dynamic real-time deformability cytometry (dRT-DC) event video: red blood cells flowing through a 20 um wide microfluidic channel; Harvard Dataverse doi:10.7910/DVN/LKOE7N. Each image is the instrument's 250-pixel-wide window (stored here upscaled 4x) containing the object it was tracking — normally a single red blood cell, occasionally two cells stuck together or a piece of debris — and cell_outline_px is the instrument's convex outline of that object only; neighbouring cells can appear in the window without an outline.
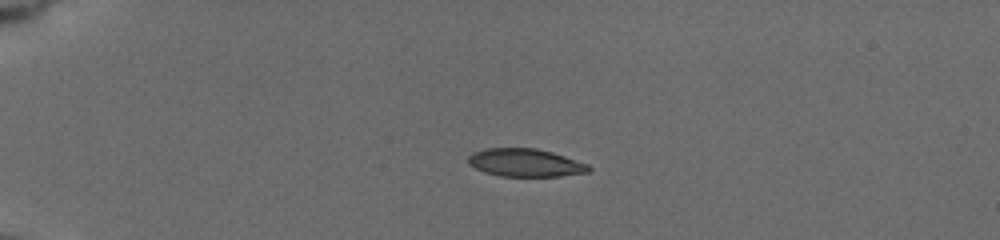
{"species": "common noctule bat (a hibernating species)", "species_latin": "Nyctalus noctula", "temperature_condition": "cold", "stored_images_in_passage": 36, "camera_frame_rate_fps": 3000, "um_per_image_px": 0.085, "animal": {"sex": "female", "body_mass_g": 19.5, "forearm_length_mm": 54.1}, "frame": {"image": 1, "passage_image": 1, "time_ms": 0.0, "image_size_px": [1000, 240], "cell_outline_px": [[592, 168], [588, 172], [560, 176], [500, 176], [484, 172], [468, 164], [468, 156], [472, 152], [484, 148], [536, 148], [552, 152], [588, 164]], "centroid_in_image_um": [44.62, 13.82], "position_along_channel_um": 40.4, "area_um2": 19.65}}
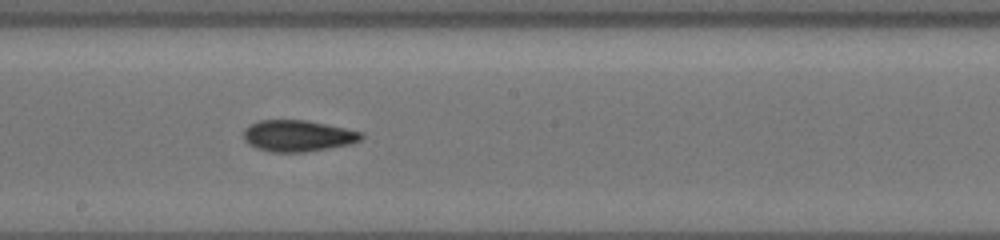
{"frame": {"image": 2, "passage_image": 16, "time_ms": 6.333, "image_size_px": [1000, 240], "cell_outline_px": [[364, 136], [360, 140], [352, 144], [304, 152], [272, 152], [256, 148], [248, 144], [244, 140], [244, 132], [252, 124], [260, 120], [304, 120], [364, 132]], "centroid_in_image_um": [25.34, 11.56], "position_along_channel_um": 222.9, "area_um2": 21.33}}
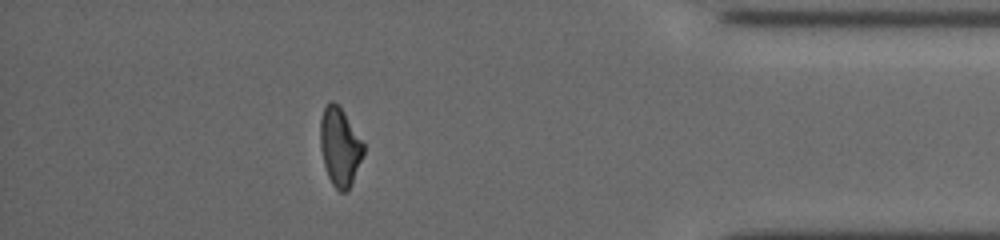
{"frame": {"image": 3, "passage_image": 31, "time_ms": 12.0, "image_size_px": [1000, 240], "cell_outline_px": [[364, 152], [348, 192], [340, 192], [332, 184], [328, 176], [324, 164], [320, 148], [320, 120], [324, 108], [332, 100], [340, 104], [364, 144]], "centroid_in_image_um": [28.88, 12.46], "position_along_channel_um": 406.3, "area_um2": 19.77}, "authors_computed_cell_mechanics": {"area_um2": 20.7791, "velocity_mm_per_s": 3.7736, "shape_relaxation_time_tau1_ms": 5.4416, "shape_relaxation_time_tau2_ms": 2.9299, "deformation_change_tau1": 0.16, "deformation_change_tau2": 0.0906}}